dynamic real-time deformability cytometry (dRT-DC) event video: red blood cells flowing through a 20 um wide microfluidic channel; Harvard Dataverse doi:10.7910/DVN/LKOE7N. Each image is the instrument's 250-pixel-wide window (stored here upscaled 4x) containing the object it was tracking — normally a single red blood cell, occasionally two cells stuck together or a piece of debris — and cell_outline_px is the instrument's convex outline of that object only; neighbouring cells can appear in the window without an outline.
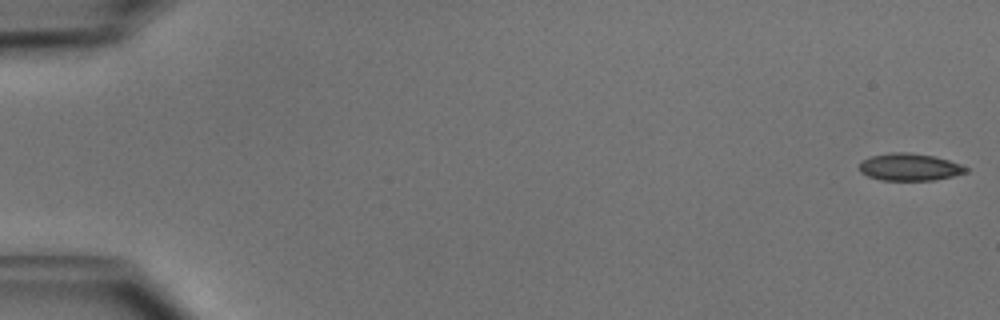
{"species": "common noctule bat (a hibernating species)", "species_latin": "Nyctalus noctula", "temperature_condition": "cold", "stored_images_in_passage": 51, "camera_frame_rate_fps": 3000, "um_per_image_px": 0.085, "animal": {"sex": "male", "body_mass_g": 15.6}, "frame": {"image": 1, "passage_image": 1, "time_ms": 0.0, "image_size_px": [1000, 320], "cell_outline_px": [[968, 172], [936, 180], [880, 180], [868, 176], [860, 172], [860, 164], [864, 160], [872, 156], [892, 152], [908, 152], [936, 156], [960, 164], [968, 168]], "centroid_in_image_um": [77.34, 14.2], "position_along_channel_um": 7.7, "area_um2": 16.88}}
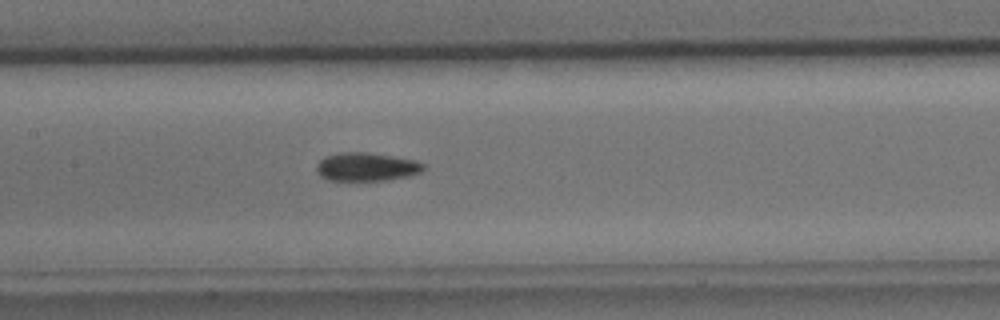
{"frame": {"image": 2, "passage_image": 25, "time_ms": 8.0, "image_size_px": [1000, 320], "cell_outline_px": [[424, 168], [420, 172], [412, 176], [388, 180], [328, 180], [320, 176], [316, 168], [316, 164], [324, 156], [340, 152], [368, 152], [392, 156], [412, 160], [424, 164]], "centroid_in_image_um": [31.12, 14.18], "position_along_channel_um": 176.3, "area_um2": 17.74}}
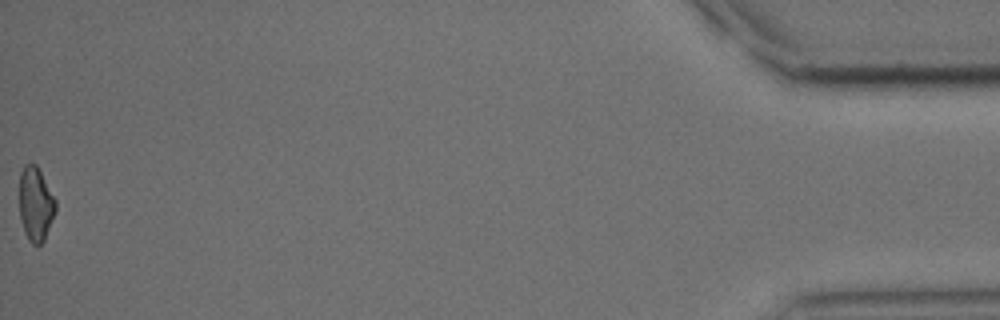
{"frame": {"image": 3, "passage_image": 51, "time_ms": 16.667, "image_size_px": [1000, 320], "cell_outline_px": [[56, 208], [44, 240], [40, 244], [32, 244], [28, 240], [24, 232], [20, 216], [20, 172], [24, 164], [36, 164], [56, 200]], "centroid_in_image_um": [3.02, 17.33], "position_along_channel_um": 432.2, "area_um2": 15.43}, "authors_computed_cell_mechanics": {"area_um2": 17.1088, "velocity_mm_per_s": 4.0069, "shape_relaxation_time_tau1_ms": 3.8547, "shape_relaxation_time_tau2_ms": null, "deformation_change_tau1": 0.1045, "deformation_change_tau2": null}}